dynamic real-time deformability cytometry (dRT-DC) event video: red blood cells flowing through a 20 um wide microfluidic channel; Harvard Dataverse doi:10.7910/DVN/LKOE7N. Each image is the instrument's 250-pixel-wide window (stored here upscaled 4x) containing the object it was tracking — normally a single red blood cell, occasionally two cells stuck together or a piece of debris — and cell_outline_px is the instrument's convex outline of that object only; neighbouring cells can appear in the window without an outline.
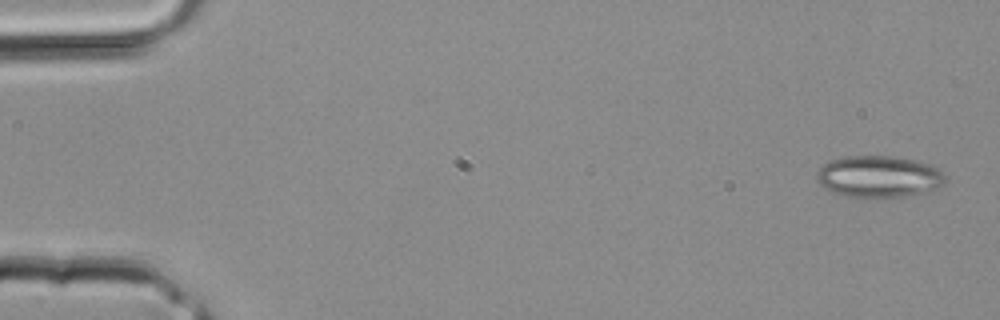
{"species": "common noctule bat (a hibernating species)", "species_latin": "Nyctalus noctula", "temperature_condition": "room temperature", "stored_images_in_passage": 4, "camera_frame_rate_fps": 3000, "um_per_image_px": 0.085, "animal": {"sex": "male", "body_mass_g": 20.4}, "frame": {"image": 1, "passage_image": 1, "time_ms": 0.0, "image_size_px": [1000, 320], "cell_outline_px": [[944, 184], [936, 188], [924, 192], [904, 196], [876, 200], [844, 196], [832, 192], [824, 188], [816, 180], [816, 172], [828, 160], [848, 156], [892, 156], [916, 160], [928, 164], [944, 172]], "centroid_in_image_um": [74.65, 15.04], "position_along_channel_um": 10.3, "area_um2": 31.85}}
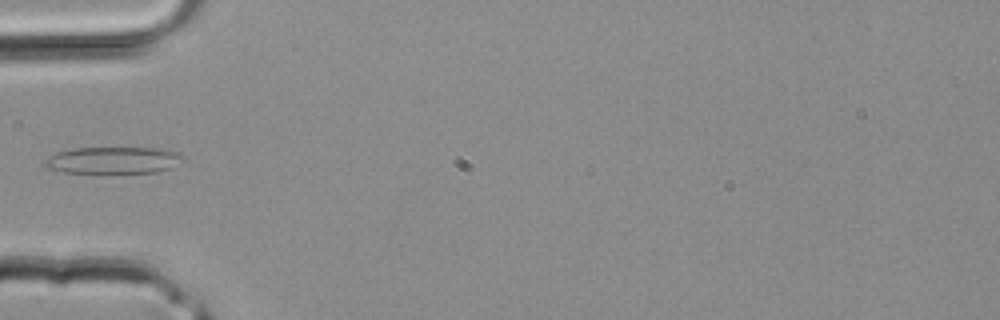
{"frame": {"image": 2, "passage_image": 4, "time_ms": 1.0, "image_size_px": [1000, 320], "cell_outline_px": [[184, 160], [168, 168], [156, 172], [100, 176], [64, 172], [44, 168], [44, 160], [48, 156], [56, 152], [76, 148], [152, 148], [180, 152], [184, 156]], "centroid_in_image_um": [9.55, 13.67], "position_along_channel_um": 75.4, "area_um2": 22.72}}